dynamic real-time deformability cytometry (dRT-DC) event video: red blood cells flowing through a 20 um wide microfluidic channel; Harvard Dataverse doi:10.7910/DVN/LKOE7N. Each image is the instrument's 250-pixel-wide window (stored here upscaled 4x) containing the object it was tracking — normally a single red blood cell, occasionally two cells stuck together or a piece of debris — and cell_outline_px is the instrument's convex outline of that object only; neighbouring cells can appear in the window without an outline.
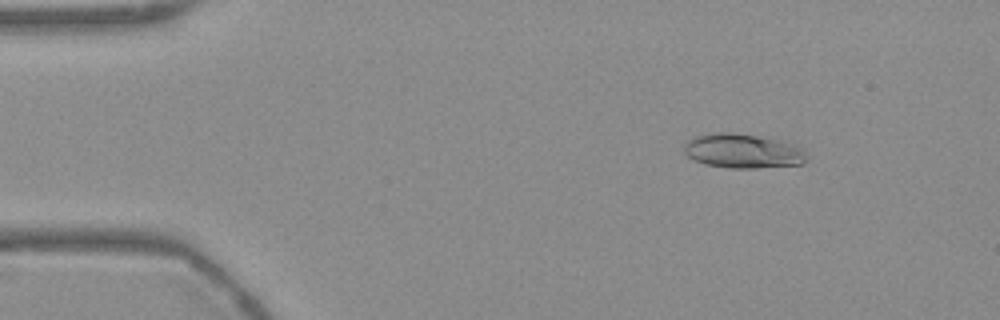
{"species": "Egyptian fruit bat (a non-hibernating species)", "species_latin": "Rousettus aegyptiacus", "temperature_condition": "warm", "stored_images_in_passage": 54, "camera_frame_rate_fps": 3000, "um_per_image_px": 0.085, "frame": {"image": 1, "passage_image": 7, "time_ms": 2.0, "image_size_px": [1000, 320], "cell_outline_px": [[808, 160], [804, 164], [756, 168], [728, 168], [704, 164], [688, 156], [684, 152], [684, 144], [688, 140], [696, 136], [712, 132], [732, 132], [792, 140], [808, 156]], "centroid_in_image_um": [63.22, 12.82], "position_along_channel_um": 21.8, "area_um2": 25.26}}
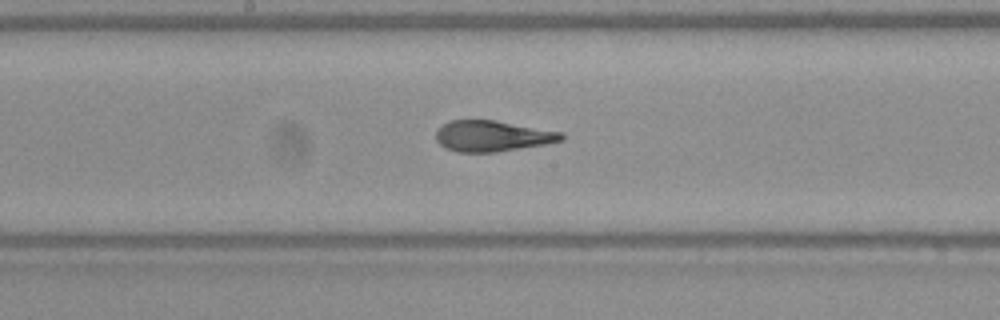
{"frame": {"image": 2, "passage_image": 28, "time_ms": 9.0, "image_size_px": [1000, 320], "cell_outline_px": [[564, 140], [548, 144], [496, 152], [456, 152], [444, 148], [436, 140], [436, 132], [448, 120], [496, 120], [564, 132]], "centroid_in_image_um": [41.89, 11.56], "position_along_channel_um": 206.3, "area_um2": 22.83}}
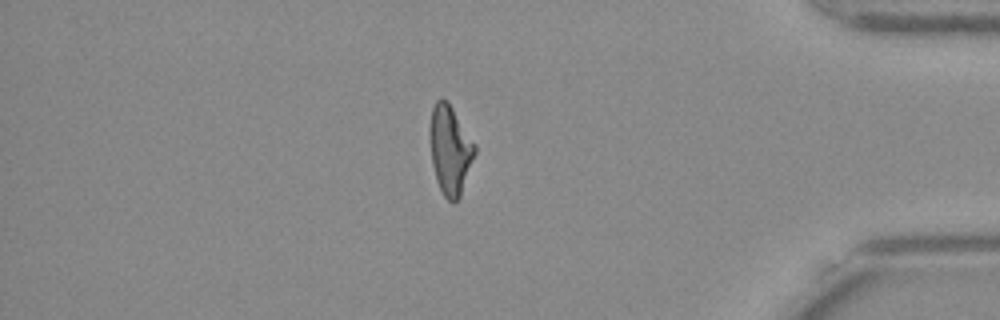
{"frame": {"image": 3, "passage_image": 46, "time_ms": 15.0, "image_size_px": [1000, 320], "cell_outline_px": [[476, 152], [460, 196], [452, 204], [444, 196], [436, 180], [432, 164], [428, 136], [428, 128], [432, 108], [436, 100], [440, 96], [448, 100], [476, 144]], "centroid_in_image_um": [38.23, 12.68], "position_along_channel_um": 397.0, "area_um2": 23.81}, "authors_computed_cell_mechanics": {"area_um2": 23.2067, "velocity_mm_per_s": 3.7567, "shape_relaxation_time_tau1_ms": null, "shape_relaxation_time_tau2_ms": 1.3739, "deformation_change_tau1": null, "deformation_change_tau2": 0.0708}}